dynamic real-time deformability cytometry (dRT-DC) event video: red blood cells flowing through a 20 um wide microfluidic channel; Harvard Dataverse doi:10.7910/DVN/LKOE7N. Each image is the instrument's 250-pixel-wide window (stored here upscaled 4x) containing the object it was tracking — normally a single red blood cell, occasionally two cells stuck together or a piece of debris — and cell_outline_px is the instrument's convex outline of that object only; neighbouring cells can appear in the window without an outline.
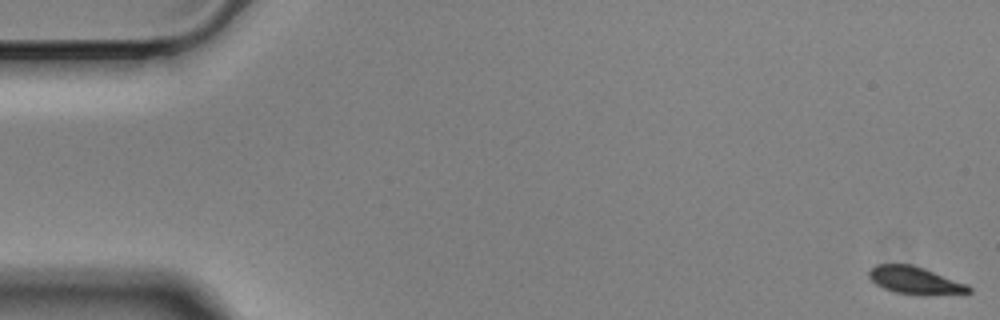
{"species": "Egyptian fruit bat (a non-hibernating species)", "species_latin": "Rousettus aegyptiacus", "temperature_condition": "cold", "stored_images_in_passage": 58, "camera_frame_rate_fps": 3000, "um_per_image_px": 0.085, "animal": {"sex": "male"}, "frame": {"image": 1, "passage_image": 1, "time_ms": 0.0, "image_size_px": [1000, 320], "cell_outline_px": [[972, 292], [896, 292], [884, 288], [876, 284], [868, 276], [868, 272], [876, 264], [912, 264], [924, 268], [968, 284], [972, 288]], "centroid_in_image_um": [77.72, 23.76], "position_along_channel_um": 7.3, "area_um2": 14.97}}
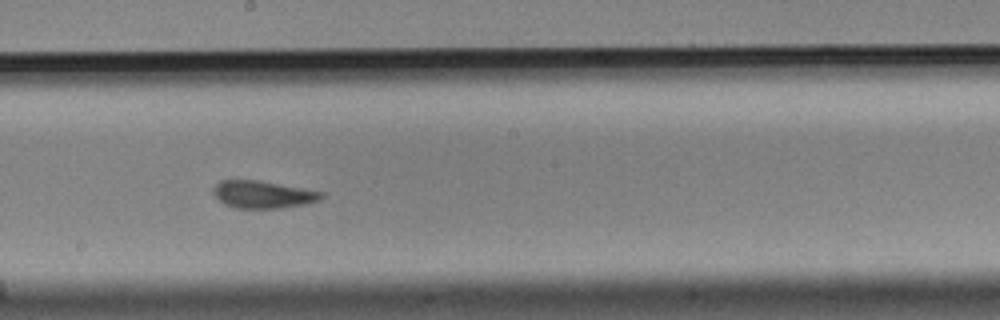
{"frame": {"image": 2, "passage_image": 32, "time_ms": 10.333, "image_size_px": [1000, 320], "cell_outline_px": [[324, 196], [320, 200], [308, 204], [280, 208], [236, 208], [224, 204], [212, 192], [212, 188], [220, 180], [256, 180], [324, 192]], "centroid_in_image_um": [22.35, 16.54], "position_along_channel_um": 225.8, "area_um2": 17.22}}
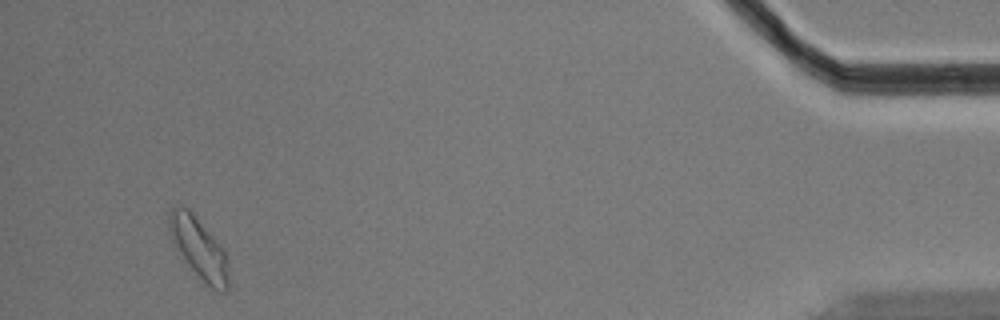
{"frame": {"image": 3, "passage_image": 55, "time_ms": 18.0, "image_size_px": [1000, 320], "cell_outline_px": [[228, 288], [224, 292], [212, 288], [192, 268], [172, 244], [168, 236], [168, 212], [176, 204], [188, 208], [192, 212], [224, 248], [228, 256]], "centroid_in_image_um": [16.88, 21.02], "position_along_channel_um": 418.3, "area_um2": 21.21}, "authors_computed_cell_mechanics": {"area_um2": 17.3978, "velocity_mm_per_s": 3.472, "shape_relaxation_time_tau1_ms": 3.0976, "shape_relaxation_time_tau2_ms": 1.7403, "deformation_change_tau1": 0.1096, "deformation_change_tau2": 0.056}}